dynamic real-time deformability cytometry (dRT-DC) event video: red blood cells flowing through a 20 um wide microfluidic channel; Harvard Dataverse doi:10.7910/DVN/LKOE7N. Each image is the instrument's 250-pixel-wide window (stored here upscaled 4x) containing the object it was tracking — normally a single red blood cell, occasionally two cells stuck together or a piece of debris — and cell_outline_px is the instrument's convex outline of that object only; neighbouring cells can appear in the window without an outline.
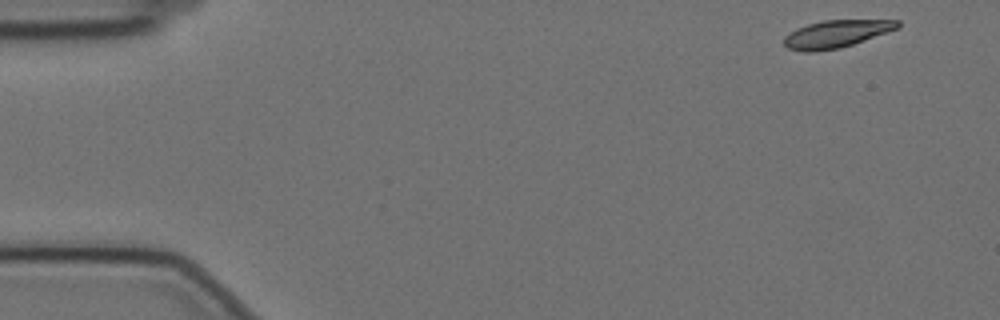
{"species": "Egyptian fruit bat (a non-hibernating species)", "species_latin": "Rousettus aegyptiacus", "temperature_condition": "cold", "stored_images_in_passage": 55, "camera_frame_rate_fps": 3000, "um_per_image_px": 0.085, "animal": {"sex": "female"}, "frame": {"image": 1, "passage_image": 1, "time_ms": 0.0, "image_size_px": [1000, 320], "cell_outline_px": [[900, 28], [840, 48], [816, 52], [804, 52], [788, 48], [784, 44], [784, 36], [796, 28], [808, 24], [824, 20], [900, 20]], "centroid_in_image_um": [71.07, 2.88], "position_along_channel_um": 13.9, "area_um2": 18.21}}
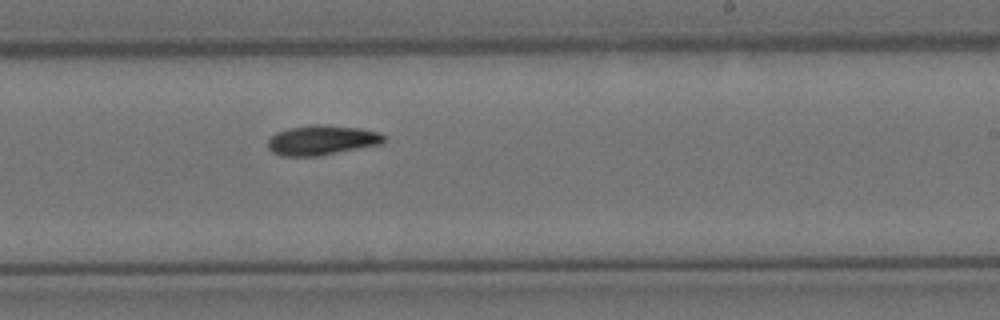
{"frame": {"image": 2, "passage_image": 32, "time_ms": 10.333, "image_size_px": [1000, 320], "cell_outline_px": [[384, 144], [320, 156], [280, 156], [272, 152], [268, 148], [268, 140], [276, 132], [288, 128], [316, 124], [320, 124], [360, 128], [376, 132], [384, 136]], "centroid_in_image_um": [27.35, 11.92], "position_along_channel_um": 261.7, "area_um2": 20.29}}
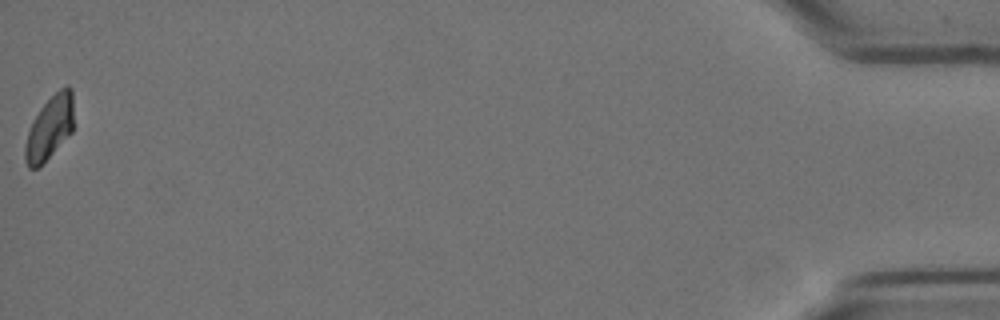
{"frame": {"image": 3, "passage_image": 55, "time_ms": 18.0, "image_size_px": [1000, 320], "cell_outline_px": [[72, 132], [36, 168], [28, 168], [24, 160], [24, 148], [28, 132], [32, 120], [40, 108], [60, 88], [68, 84], [72, 88]], "centroid_in_image_um": [4.19, 10.83], "position_along_channel_um": 431.0, "area_um2": 17.57}, "authors_computed_cell_mechanics": {"area_um2": 19.363, "velocity_mm_per_s": 3.4912, "shape_relaxation_time_tau1_ms": 4.8814, "shape_relaxation_time_tau2_ms": null, "deformation_change_tau1": 0.1467, "deformation_change_tau2": null}}